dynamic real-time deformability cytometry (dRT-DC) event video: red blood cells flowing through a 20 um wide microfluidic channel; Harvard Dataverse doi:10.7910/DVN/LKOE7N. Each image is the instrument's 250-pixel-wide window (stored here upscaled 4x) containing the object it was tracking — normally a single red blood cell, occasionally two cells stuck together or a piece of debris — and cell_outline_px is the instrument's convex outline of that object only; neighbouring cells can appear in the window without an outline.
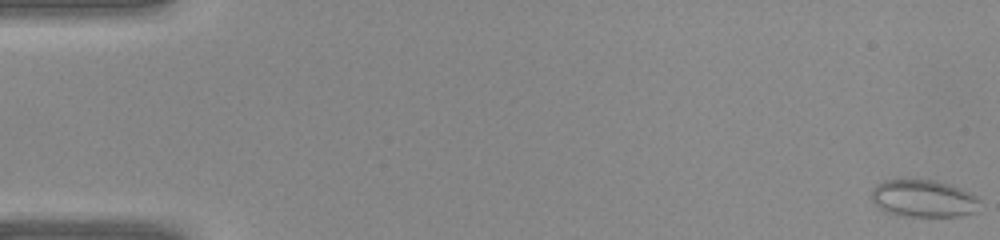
{"species": "common noctule bat (a hibernating species)", "species_latin": "Nyctalus noctula", "temperature_condition": "warm", "stored_images_in_passage": 42, "camera_frame_rate_fps": 3000, "um_per_image_px": 0.085, "animal": {"sex": "female", "body_mass_g": 22.0, "forearm_length_mm": 56.7}, "frame": {"image": 1, "passage_image": 1, "time_ms": 0.0, "image_size_px": [1000, 240], "cell_outline_px": [[980, 200], [976, 212], [960, 216], [900, 216], [884, 212], [872, 200], [872, 188], [876, 184], [884, 180], [932, 180], [948, 184], [960, 188], [976, 196]], "centroid_in_image_um": [78.47, 16.88], "position_along_channel_um": 6.5, "area_um2": 23.52}}
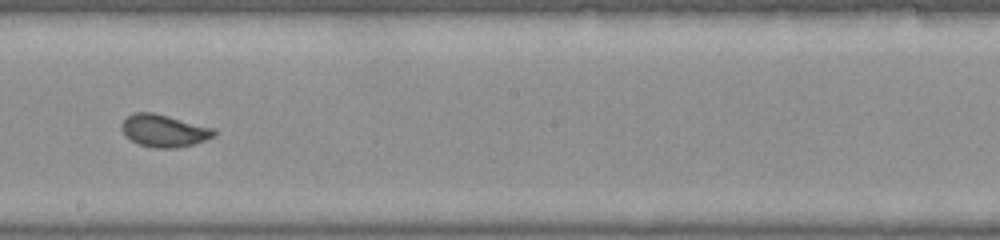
{"frame": {"image": 2, "passage_image": 24, "time_ms": 7.667, "image_size_px": [1000, 240], "cell_outline_px": [[216, 136], [192, 144], [176, 148], [156, 148], [140, 144], [124, 136], [120, 128], [120, 124], [132, 112], [152, 112], [216, 128]], "centroid_in_image_um": [13.93, 11.1], "position_along_channel_um": 234.3, "area_um2": 17.51}}
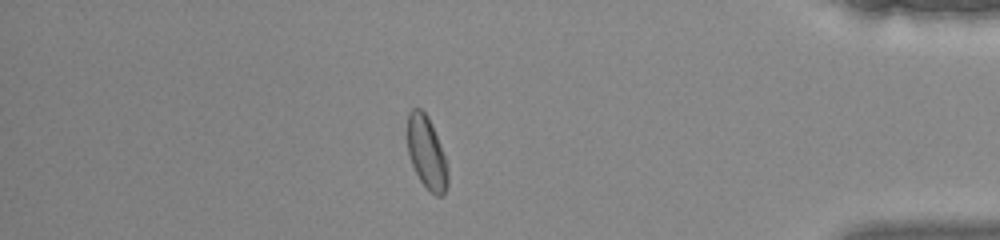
{"frame": {"image": 3, "passage_image": 36, "time_ms": 11.667, "image_size_px": [1000, 240], "cell_outline_px": [[448, 188], [444, 196], [436, 196], [420, 180], [412, 164], [408, 152], [408, 112], [412, 108], [420, 108], [428, 116], [440, 144], [448, 168]], "centroid_in_image_um": [36.28, 12.99], "position_along_channel_um": 398.9, "area_um2": 16.94}}